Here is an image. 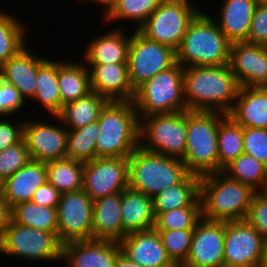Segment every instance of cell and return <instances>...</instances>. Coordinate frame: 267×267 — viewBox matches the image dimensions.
<instances>
[{"instance_id":"obj_1","label":"cell","mask_w":267,"mask_h":267,"mask_svg":"<svg viewBox=\"0 0 267 267\" xmlns=\"http://www.w3.org/2000/svg\"><path fill=\"white\" fill-rule=\"evenodd\" d=\"M183 80L187 110L227 115L240 88L229 64L183 67Z\"/></svg>"},{"instance_id":"obj_2","label":"cell","mask_w":267,"mask_h":267,"mask_svg":"<svg viewBox=\"0 0 267 267\" xmlns=\"http://www.w3.org/2000/svg\"><path fill=\"white\" fill-rule=\"evenodd\" d=\"M231 44L212 15L201 10L176 50V61L182 67L229 64Z\"/></svg>"},{"instance_id":"obj_3","label":"cell","mask_w":267,"mask_h":267,"mask_svg":"<svg viewBox=\"0 0 267 267\" xmlns=\"http://www.w3.org/2000/svg\"><path fill=\"white\" fill-rule=\"evenodd\" d=\"M255 192L223 171L200 177L202 218L219 222L244 220Z\"/></svg>"},{"instance_id":"obj_4","label":"cell","mask_w":267,"mask_h":267,"mask_svg":"<svg viewBox=\"0 0 267 267\" xmlns=\"http://www.w3.org/2000/svg\"><path fill=\"white\" fill-rule=\"evenodd\" d=\"M98 125L97 157L128 158L139 147L140 120L133 101H108Z\"/></svg>"},{"instance_id":"obj_5","label":"cell","mask_w":267,"mask_h":267,"mask_svg":"<svg viewBox=\"0 0 267 267\" xmlns=\"http://www.w3.org/2000/svg\"><path fill=\"white\" fill-rule=\"evenodd\" d=\"M227 115L187 110V143L182 161L189 174L203 177L218 172V128Z\"/></svg>"},{"instance_id":"obj_6","label":"cell","mask_w":267,"mask_h":267,"mask_svg":"<svg viewBox=\"0 0 267 267\" xmlns=\"http://www.w3.org/2000/svg\"><path fill=\"white\" fill-rule=\"evenodd\" d=\"M188 174L181 159L148 152L140 146L128 157V188L151 198L179 184Z\"/></svg>"},{"instance_id":"obj_7","label":"cell","mask_w":267,"mask_h":267,"mask_svg":"<svg viewBox=\"0 0 267 267\" xmlns=\"http://www.w3.org/2000/svg\"><path fill=\"white\" fill-rule=\"evenodd\" d=\"M133 103L139 120L151 114L187 110L184 98L183 67L176 63L144 82L135 90Z\"/></svg>"},{"instance_id":"obj_8","label":"cell","mask_w":267,"mask_h":267,"mask_svg":"<svg viewBox=\"0 0 267 267\" xmlns=\"http://www.w3.org/2000/svg\"><path fill=\"white\" fill-rule=\"evenodd\" d=\"M187 143V110L151 114L140 119L139 146L152 153L183 159Z\"/></svg>"},{"instance_id":"obj_9","label":"cell","mask_w":267,"mask_h":267,"mask_svg":"<svg viewBox=\"0 0 267 267\" xmlns=\"http://www.w3.org/2000/svg\"><path fill=\"white\" fill-rule=\"evenodd\" d=\"M62 243L58 232H48L18 225L9 220L0 242V255L26 262H61Z\"/></svg>"},{"instance_id":"obj_10","label":"cell","mask_w":267,"mask_h":267,"mask_svg":"<svg viewBox=\"0 0 267 267\" xmlns=\"http://www.w3.org/2000/svg\"><path fill=\"white\" fill-rule=\"evenodd\" d=\"M198 8L193 0H162L138 31L176 51L190 22L201 11Z\"/></svg>"},{"instance_id":"obj_11","label":"cell","mask_w":267,"mask_h":267,"mask_svg":"<svg viewBox=\"0 0 267 267\" xmlns=\"http://www.w3.org/2000/svg\"><path fill=\"white\" fill-rule=\"evenodd\" d=\"M176 63L174 49L146 38L137 29L131 32L127 65L129 79L134 90Z\"/></svg>"},{"instance_id":"obj_12","label":"cell","mask_w":267,"mask_h":267,"mask_svg":"<svg viewBox=\"0 0 267 267\" xmlns=\"http://www.w3.org/2000/svg\"><path fill=\"white\" fill-rule=\"evenodd\" d=\"M30 119L25 118L24 120L23 140L31 160L47 163L67 158L68 129L61 119L58 116H53V121L58 122L54 124L49 119L46 121L38 118L35 120L34 117Z\"/></svg>"},{"instance_id":"obj_13","label":"cell","mask_w":267,"mask_h":267,"mask_svg":"<svg viewBox=\"0 0 267 267\" xmlns=\"http://www.w3.org/2000/svg\"><path fill=\"white\" fill-rule=\"evenodd\" d=\"M56 209L62 244L92 240L93 200L83 189L61 194Z\"/></svg>"},{"instance_id":"obj_14","label":"cell","mask_w":267,"mask_h":267,"mask_svg":"<svg viewBox=\"0 0 267 267\" xmlns=\"http://www.w3.org/2000/svg\"><path fill=\"white\" fill-rule=\"evenodd\" d=\"M266 240L245 219L225 222L224 265L261 267Z\"/></svg>"},{"instance_id":"obj_15","label":"cell","mask_w":267,"mask_h":267,"mask_svg":"<svg viewBox=\"0 0 267 267\" xmlns=\"http://www.w3.org/2000/svg\"><path fill=\"white\" fill-rule=\"evenodd\" d=\"M128 188V158L97 157L84 163L83 190L93 200Z\"/></svg>"},{"instance_id":"obj_16","label":"cell","mask_w":267,"mask_h":267,"mask_svg":"<svg viewBox=\"0 0 267 267\" xmlns=\"http://www.w3.org/2000/svg\"><path fill=\"white\" fill-rule=\"evenodd\" d=\"M225 222L202 218L195 226L190 251L180 267H218L224 265Z\"/></svg>"},{"instance_id":"obj_17","label":"cell","mask_w":267,"mask_h":267,"mask_svg":"<svg viewBox=\"0 0 267 267\" xmlns=\"http://www.w3.org/2000/svg\"><path fill=\"white\" fill-rule=\"evenodd\" d=\"M229 65L240 87H267V46L232 43Z\"/></svg>"},{"instance_id":"obj_18","label":"cell","mask_w":267,"mask_h":267,"mask_svg":"<svg viewBox=\"0 0 267 267\" xmlns=\"http://www.w3.org/2000/svg\"><path fill=\"white\" fill-rule=\"evenodd\" d=\"M121 252L117 241H71L62 244L61 262L65 267H115Z\"/></svg>"},{"instance_id":"obj_19","label":"cell","mask_w":267,"mask_h":267,"mask_svg":"<svg viewBox=\"0 0 267 267\" xmlns=\"http://www.w3.org/2000/svg\"><path fill=\"white\" fill-rule=\"evenodd\" d=\"M90 87L108 101H133L135 90L129 79L127 63H85Z\"/></svg>"},{"instance_id":"obj_20","label":"cell","mask_w":267,"mask_h":267,"mask_svg":"<svg viewBox=\"0 0 267 267\" xmlns=\"http://www.w3.org/2000/svg\"><path fill=\"white\" fill-rule=\"evenodd\" d=\"M119 244L122 253L142 267H177L168 257L155 228L127 234Z\"/></svg>"},{"instance_id":"obj_21","label":"cell","mask_w":267,"mask_h":267,"mask_svg":"<svg viewBox=\"0 0 267 267\" xmlns=\"http://www.w3.org/2000/svg\"><path fill=\"white\" fill-rule=\"evenodd\" d=\"M28 46L0 67V78L12 84L29 105L36 91L38 68L47 59L36 55Z\"/></svg>"},{"instance_id":"obj_22","label":"cell","mask_w":267,"mask_h":267,"mask_svg":"<svg viewBox=\"0 0 267 267\" xmlns=\"http://www.w3.org/2000/svg\"><path fill=\"white\" fill-rule=\"evenodd\" d=\"M47 182L46 162L30 160L0 184V191L9 209L31 201L36 189Z\"/></svg>"},{"instance_id":"obj_23","label":"cell","mask_w":267,"mask_h":267,"mask_svg":"<svg viewBox=\"0 0 267 267\" xmlns=\"http://www.w3.org/2000/svg\"><path fill=\"white\" fill-rule=\"evenodd\" d=\"M113 29L86 42L81 59L84 63H127L131 33L126 34L122 25Z\"/></svg>"},{"instance_id":"obj_24","label":"cell","mask_w":267,"mask_h":267,"mask_svg":"<svg viewBox=\"0 0 267 267\" xmlns=\"http://www.w3.org/2000/svg\"><path fill=\"white\" fill-rule=\"evenodd\" d=\"M260 0H222L218 18L212 16L231 43L247 42L252 17Z\"/></svg>"},{"instance_id":"obj_25","label":"cell","mask_w":267,"mask_h":267,"mask_svg":"<svg viewBox=\"0 0 267 267\" xmlns=\"http://www.w3.org/2000/svg\"><path fill=\"white\" fill-rule=\"evenodd\" d=\"M227 115L242 128L267 129V87H240Z\"/></svg>"},{"instance_id":"obj_26","label":"cell","mask_w":267,"mask_h":267,"mask_svg":"<svg viewBox=\"0 0 267 267\" xmlns=\"http://www.w3.org/2000/svg\"><path fill=\"white\" fill-rule=\"evenodd\" d=\"M122 192L93 201L92 240L123 239Z\"/></svg>"},{"instance_id":"obj_27","label":"cell","mask_w":267,"mask_h":267,"mask_svg":"<svg viewBox=\"0 0 267 267\" xmlns=\"http://www.w3.org/2000/svg\"><path fill=\"white\" fill-rule=\"evenodd\" d=\"M123 238L130 233L154 228L156 216L153 198L132 189L122 191Z\"/></svg>"},{"instance_id":"obj_28","label":"cell","mask_w":267,"mask_h":267,"mask_svg":"<svg viewBox=\"0 0 267 267\" xmlns=\"http://www.w3.org/2000/svg\"><path fill=\"white\" fill-rule=\"evenodd\" d=\"M39 105V109L48 112V117L58 116L61 112V95L58 85V60L47 57L38 68L36 91L31 103Z\"/></svg>"},{"instance_id":"obj_29","label":"cell","mask_w":267,"mask_h":267,"mask_svg":"<svg viewBox=\"0 0 267 267\" xmlns=\"http://www.w3.org/2000/svg\"><path fill=\"white\" fill-rule=\"evenodd\" d=\"M154 213L182 207H201L200 177L188 174L179 184L171 186L153 197Z\"/></svg>"},{"instance_id":"obj_30","label":"cell","mask_w":267,"mask_h":267,"mask_svg":"<svg viewBox=\"0 0 267 267\" xmlns=\"http://www.w3.org/2000/svg\"><path fill=\"white\" fill-rule=\"evenodd\" d=\"M58 85L62 110L64 105L91 92L89 69L81 59L75 62L58 60Z\"/></svg>"},{"instance_id":"obj_31","label":"cell","mask_w":267,"mask_h":267,"mask_svg":"<svg viewBox=\"0 0 267 267\" xmlns=\"http://www.w3.org/2000/svg\"><path fill=\"white\" fill-rule=\"evenodd\" d=\"M107 102L105 97L91 91L86 96L64 105L58 117L67 129H77L97 121Z\"/></svg>"},{"instance_id":"obj_32","label":"cell","mask_w":267,"mask_h":267,"mask_svg":"<svg viewBox=\"0 0 267 267\" xmlns=\"http://www.w3.org/2000/svg\"><path fill=\"white\" fill-rule=\"evenodd\" d=\"M10 219L38 230L57 232V209L40 206L32 201L16 204L10 209Z\"/></svg>"},{"instance_id":"obj_33","label":"cell","mask_w":267,"mask_h":267,"mask_svg":"<svg viewBox=\"0 0 267 267\" xmlns=\"http://www.w3.org/2000/svg\"><path fill=\"white\" fill-rule=\"evenodd\" d=\"M46 165L47 181L61 194L83 189V162L64 158L49 161Z\"/></svg>"},{"instance_id":"obj_34","label":"cell","mask_w":267,"mask_h":267,"mask_svg":"<svg viewBox=\"0 0 267 267\" xmlns=\"http://www.w3.org/2000/svg\"><path fill=\"white\" fill-rule=\"evenodd\" d=\"M0 9V67L26 45V29L20 18ZM26 28V29H25Z\"/></svg>"},{"instance_id":"obj_35","label":"cell","mask_w":267,"mask_h":267,"mask_svg":"<svg viewBox=\"0 0 267 267\" xmlns=\"http://www.w3.org/2000/svg\"><path fill=\"white\" fill-rule=\"evenodd\" d=\"M223 172L230 178L249 185L256 192L267 191V166L243 153L228 164Z\"/></svg>"},{"instance_id":"obj_36","label":"cell","mask_w":267,"mask_h":267,"mask_svg":"<svg viewBox=\"0 0 267 267\" xmlns=\"http://www.w3.org/2000/svg\"><path fill=\"white\" fill-rule=\"evenodd\" d=\"M218 172L244 153L243 128L228 115L219 123Z\"/></svg>"},{"instance_id":"obj_37","label":"cell","mask_w":267,"mask_h":267,"mask_svg":"<svg viewBox=\"0 0 267 267\" xmlns=\"http://www.w3.org/2000/svg\"><path fill=\"white\" fill-rule=\"evenodd\" d=\"M98 133V120L77 129H68L67 158L83 163L97 158L96 140Z\"/></svg>"},{"instance_id":"obj_38","label":"cell","mask_w":267,"mask_h":267,"mask_svg":"<svg viewBox=\"0 0 267 267\" xmlns=\"http://www.w3.org/2000/svg\"><path fill=\"white\" fill-rule=\"evenodd\" d=\"M161 1L162 0H117L110 12L103 17V23L108 25L109 23L113 24L122 21L126 23V21H130L132 25L137 24L135 29L138 30L156 10Z\"/></svg>"},{"instance_id":"obj_39","label":"cell","mask_w":267,"mask_h":267,"mask_svg":"<svg viewBox=\"0 0 267 267\" xmlns=\"http://www.w3.org/2000/svg\"><path fill=\"white\" fill-rule=\"evenodd\" d=\"M171 261L180 267L187 259L194 229H156Z\"/></svg>"},{"instance_id":"obj_40","label":"cell","mask_w":267,"mask_h":267,"mask_svg":"<svg viewBox=\"0 0 267 267\" xmlns=\"http://www.w3.org/2000/svg\"><path fill=\"white\" fill-rule=\"evenodd\" d=\"M202 219L201 207H182L156 216L155 229L179 230L195 229L196 224Z\"/></svg>"},{"instance_id":"obj_41","label":"cell","mask_w":267,"mask_h":267,"mask_svg":"<svg viewBox=\"0 0 267 267\" xmlns=\"http://www.w3.org/2000/svg\"><path fill=\"white\" fill-rule=\"evenodd\" d=\"M31 160L24 140L0 152V184Z\"/></svg>"},{"instance_id":"obj_42","label":"cell","mask_w":267,"mask_h":267,"mask_svg":"<svg viewBox=\"0 0 267 267\" xmlns=\"http://www.w3.org/2000/svg\"><path fill=\"white\" fill-rule=\"evenodd\" d=\"M244 153L267 166V129L243 128Z\"/></svg>"},{"instance_id":"obj_43","label":"cell","mask_w":267,"mask_h":267,"mask_svg":"<svg viewBox=\"0 0 267 267\" xmlns=\"http://www.w3.org/2000/svg\"><path fill=\"white\" fill-rule=\"evenodd\" d=\"M245 220L267 241V191L254 193Z\"/></svg>"},{"instance_id":"obj_44","label":"cell","mask_w":267,"mask_h":267,"mask_svg":"<svg viewBox=\"0 0 267 267\" xmlns=\"http://www.w3.org/2000/svg\"><path fill=\"white\" fill-rule=\"evenodd\" d=\"M26 105L20 92L12 84L0 78V116H15L18 112L23 114V108L29 109Z\"/></svg>"},{"instance_id":"obj_45","label":"cell","mask_w":267,"mask_h":267,"mask_svg":"<svg viewBox=\"0 0 267 267\" xmlns=\"http://www.w3.org/2000/svg\"><path fill=\"white\" fill-rule=\"evenodd\" d=\"M15 118L14 116H0V152L23 139V120L25 119L21 118L20 121Z\"/></svg>"},{"instance_id":"obj_46","label":"cell","mask_w":267,"mask_h":267,"mask_svg":"<svg viewBox=\"0 0 267 267\" xmlns=\"http://www.w3.org/2000/svg\"><path fill=\"white\" fill-rule=\"evenodd\" d=\"M247 42L267 46V4L262 1L252 17Z\"/></svg>"},{"instance_id":"obj_47","label":"cell","mask_w":267,"mask_h":267,"mask_svg":"<svg viewBox=\"0 0 267 267\" xmlns=\"http://www.w3.org/2000/svg\"><path fill=\"white\" fill-rule=\"evenodd\" d=\"M61 193L48 181L36 189L32 202L50 208H57Z\"/></svg>"},{"instance_id":"obj_48","label":"cell","mask_w":267,"mask_h":267,"mask_svg":"<svg viewBox=\"0 0 267 267\" xmlns=\"http://www.w3.org/2000/svg\"><path fill=\"white\" fill-rule=\"evenodd\" d=\"M10 220V209L5 202L2 193L0 191V242L2 240L4 230Z\"/></svg>"},{"instance_id":"obj_49","label":"cell","mask_w":267,"mask_h":267,"mask_svg":"<svg viewBox=\"0 0 267 267\" xmlns=\"http://www.w3.org/2000/svg\"><path fill=\"white\" fill-rule=\"evenodd\" d=\"M78 1V0H77ZM79 1H83L87 3L88 2H95V4L99 5L101 8L104 9V12L102 13L103 17H105L109 12L110 10L114 7V5L116 4L117 0H79Z\"/></svg>"},{"instance_id":"obj_50","label":"cell","mask_w":267,"mask_h":267,"mask_svg":"<svg viewBox=\"0 0 267 267\" xmlns=\"http://www.w3.org/2000/svg\"><path fill=\"white\" fill-rule=\"evenodd\" d=\"M115 267H142L137 263L132 262L127 256L122 252L118 255Z\"/></svg>"},{"instance_id":"obj_51","label":"cell","mask_w":267,"mask_h":267,"mask_svg":"<svg viewBox=\"0 0 267 267\" xmlns=\"http://www.w3.org/2000/svg\"><path fill=\"white\" fill-rule=\"evenodd\" d=\"M261 267H267V241L265 243L264 253H263V260Z\"/></svg>"},{"instance_id":"obj_52","label":"cell","mask_w":267,"mask_h":267,"mask_svg":"<svg viewBox=\"0 0 267 267\" xmlns=\"http://www.w3.org/2000/svg\"><path fill=\"white\" fill-rule=\"evenodd\" d=\"M218 267H233V266L221 265V266H218Z\"/></svg>"},{"instance_id":"obj_53","label":"cell","mask_w":267,"mask_h":267,"mask_svg":"<svg viewBox=\"0 0 267 267\" xmlns=\"http://www.w3.org/2000/svg\"><path fill=\"white\" fill-rule=\"evenodd\" d=\"M260 1H262V2H264V3H266V4H267V0H260Z\"/></svg>"}]
</instances>
